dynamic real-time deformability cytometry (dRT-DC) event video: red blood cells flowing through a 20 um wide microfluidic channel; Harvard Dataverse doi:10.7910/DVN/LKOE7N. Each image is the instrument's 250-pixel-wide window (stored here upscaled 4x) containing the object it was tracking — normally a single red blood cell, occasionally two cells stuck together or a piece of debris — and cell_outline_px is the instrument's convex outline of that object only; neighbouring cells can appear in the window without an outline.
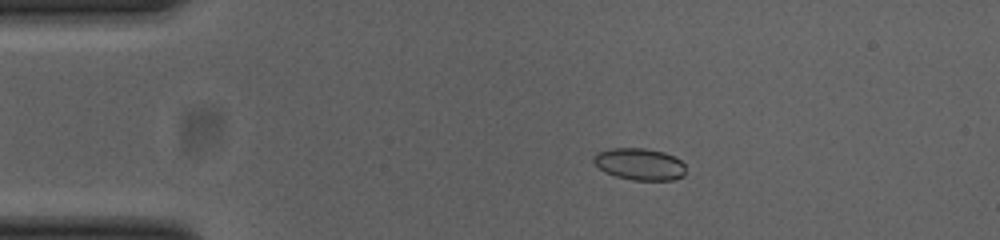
{"species": "common noctule bat (a hibernating species)", "species_latin": "Nyctalus noctula", "temperature_condition": "cold", "stored_images_in_passage": 53, "camera_frame_rate_fps": 3000, "um_per_image_px": 0.085, "animal": {"sex": "female", "body_mass_g": 23.0, "forearm_length_mm": 53.4}, "frame": {"image": 1, "passage_image": 10, "time_ms": 3.0, "image_size_px": [1000, 240], "cell_outline_px": [[684, 176], [672, 180], [632, 180], [616, 176], [604, 172], [592, 160], [592, 156], [596, 152], [608, 148], [644, 148], [664, 152], [676, 156], [684, 164]], "centroid_in_image_um": [54.34, 13.94], "position_along_channel_um": 30.7, "area_um2": 17.28}}
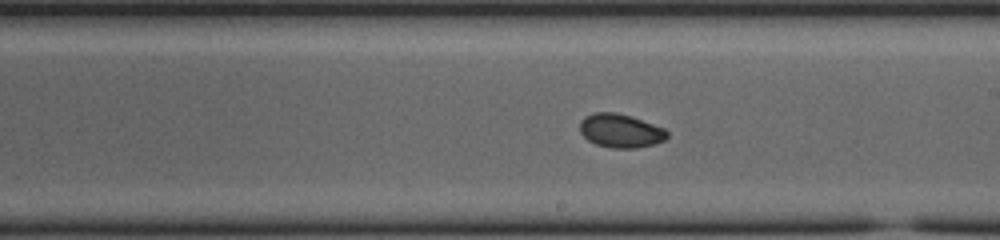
{"frame": {"image": 2, "passage_image": 30, "time_ms": 9.667, "image_size_px": [1000, 240], "cell_outline_px": [[668, 136], [664, 140], [656, 144], [636, 148], [612, 148], [596, 144], [588, 140], [580, 132], [580, 120], [584, 116], [596, 112], [616, 112], [632, 116], [664, 128], [668, 132]], "centroid_in_image_um": [52.75, 11.11], "position_along_channel_um": 236.3, "area_um2": 17.28}}
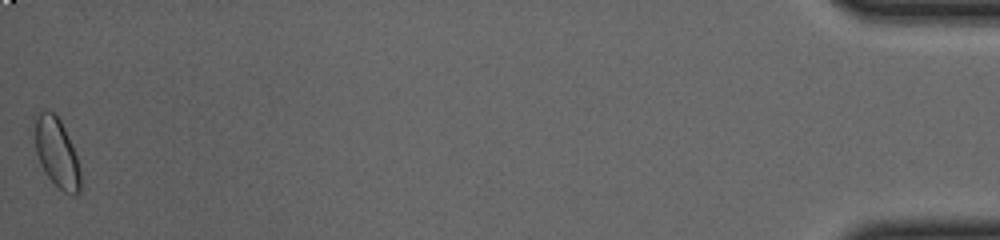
{"frame": {"image": 3, "passage_image": 53, "time_ms": 17.333, "image_size_px": [1000, 240], "cell_outline_px": [[80, 192], [76, 196], [72, 196], [64, 192], [48, 176], [40, 164], [36, 152], [36, 120], [40, 112], [44, 108], [56, 112], [72, 144], [80, 168]], "centroid_in_image_um": [4.85, 12.99], "position_along_channel_um": 430.3, "area_um2": 18.26}, "authors_computed_cell_mechanics": {"area_um2": 17.051, "velocity_mm_per_s": 3.8355, "shape_relaxation_time_tau1_ms": 3.8088, "shape_relaxation_time_tau2_ms": 3.3445, "deformation_change_tau1": 0.0898, "deformation_change_tau2": 0.0455}}